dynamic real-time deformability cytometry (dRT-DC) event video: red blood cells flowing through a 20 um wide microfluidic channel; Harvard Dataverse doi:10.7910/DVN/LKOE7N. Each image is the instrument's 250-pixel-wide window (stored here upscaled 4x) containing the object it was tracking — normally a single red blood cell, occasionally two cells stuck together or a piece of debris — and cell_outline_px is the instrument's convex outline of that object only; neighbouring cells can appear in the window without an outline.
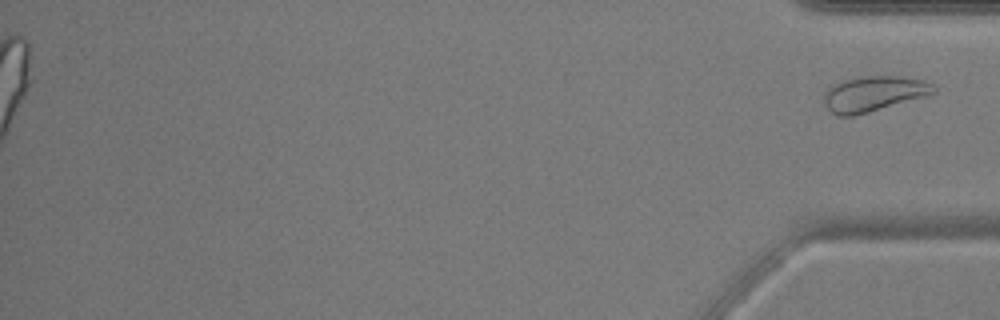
{"species": "common noctule bat (a hibernating species)", "species_latin": "Nyctalus noctula", "temperature_condition": "warm", "stored_images_in_passage": 35, "segment_of_instrument_passage": [2, 2], "camera_frame_rate_fps": 3000, "um_per_image_px": 0.085, "animal": {"sex": "male", "body_mass_g": 17.9, "forearm_length_mm": 54.2}, "frame": {"image": 1, "passage_image": 35, "time_ms": 11.333, "image_size_px": [1000, 320], "cell_outline_px": [[936, 92], [856, 116], [836, 116], [820, 100], [824, 92], [832, 84], [840, 80], [860, 76], [900, 76], [924, 80], [932, 84], [936, 88]], "centroid_in_image_um": [74.17, 7.96], "position_along_channel_um": 361.0, "area_um2": 22.77}}